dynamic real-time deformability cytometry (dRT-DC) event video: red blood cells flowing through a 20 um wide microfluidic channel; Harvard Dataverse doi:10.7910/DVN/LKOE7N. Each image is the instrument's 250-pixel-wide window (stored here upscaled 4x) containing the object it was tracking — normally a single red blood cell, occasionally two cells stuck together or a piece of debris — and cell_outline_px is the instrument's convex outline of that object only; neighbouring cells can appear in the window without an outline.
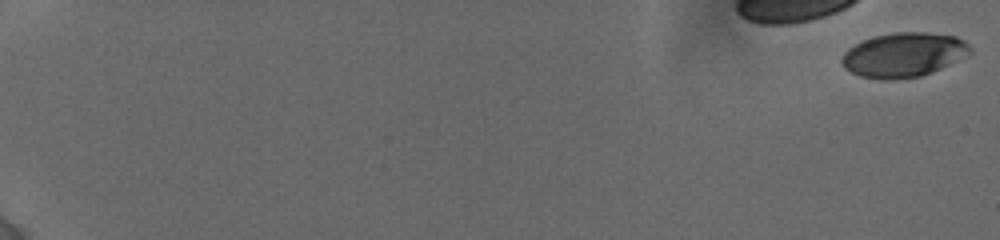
{"species": "human", "species_latin": "Homo sapiens", "temperature_condition": "cold", "stored_images_in_passage": 48, "camera_frame_rate_fps": 3000, "um_per_image_px": 0.085, "donor": {"sex": "female"}, "frame": {"image": 1, "passage_image": 1, "time_ms": 0.0, "image_size_px": [1000, 240], "cell_outline_px": [[972, 52], [968, 56], [932, 72], [920, 76], [892, 80], [884, 80], [860, 76], [844, 68], [840, 60], [844, 52], [848, 48], [864, 40], [876, 36], [896, 32], [924, 32], [956, 36], [964, 40], [972, 48]], "centroid_in_image_um": [76.83, 4.66], "position_along_channel_um": 8.2, "area_um2": 33.29}}
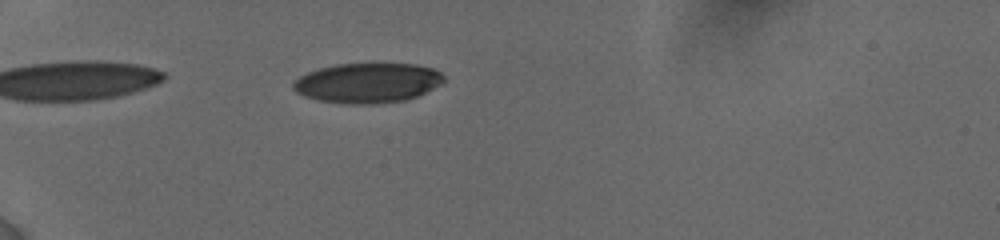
{"frame": {"image": 2, "passage_image": 43, "time_ms": 6.333, "image_size_px": [1000, 240], "cell_outline_px": [[444, 80], [440, 84], [416, 96], [404, 100], [376, 104], [356, 104], [316, 100], [304, 96], [296, 92], [292, 88], [292, 80], [308, 72], [320, 68], [336, 64], [416, 64], [432, 68], [440, 72], [444, 76]], "centroid_in_image_um": [31.2, 7.04], "position_along_channel_um": 53.8, "area_um2": 34.85}}